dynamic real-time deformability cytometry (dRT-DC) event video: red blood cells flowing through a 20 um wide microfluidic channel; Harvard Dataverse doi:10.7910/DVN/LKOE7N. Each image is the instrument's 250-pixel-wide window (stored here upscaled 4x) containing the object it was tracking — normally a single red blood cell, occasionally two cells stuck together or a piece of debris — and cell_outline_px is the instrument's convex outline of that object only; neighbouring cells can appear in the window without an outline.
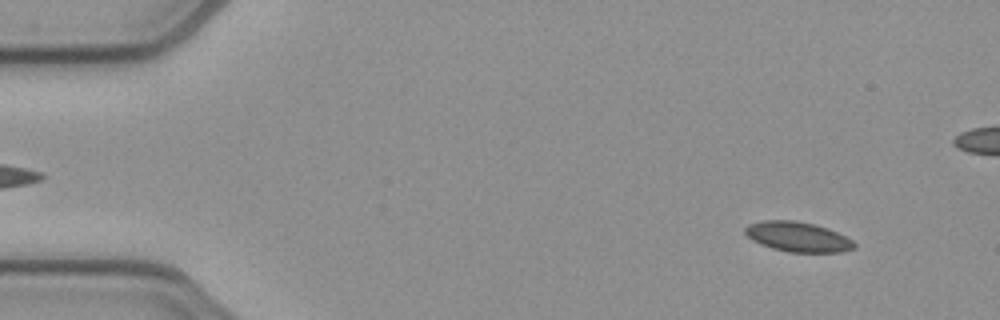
{"species": "common noctule bat (a hibernating species)", "species_latin": "Nyctalus noctula", "temperature_condition": "cold", "stored_images_in_passage": 53, "camera_frame_rate_fps": 3000, "um_per_image_px": 0.085, "animal": {"sex": "female", "body_mass_g": 21.9}, "frame": {"image": 1, "passage_image": 5, "time_ms": 1.333, "image_size_px": [1000, 320], "cell_outline_px": [[856, 248], [840, 252], [788, 252], [772, 248], [760, 244], [752, 240], [744, 232], [744, 228], [748, 224], [764, 220], [792, 220], [812, 224], [828, 228], [852, 240], [856, 244]], "centroid_in_image_um": [67.79, 20.13], "position_along_channel_um": 17.2, "area_um2": 18.96}}
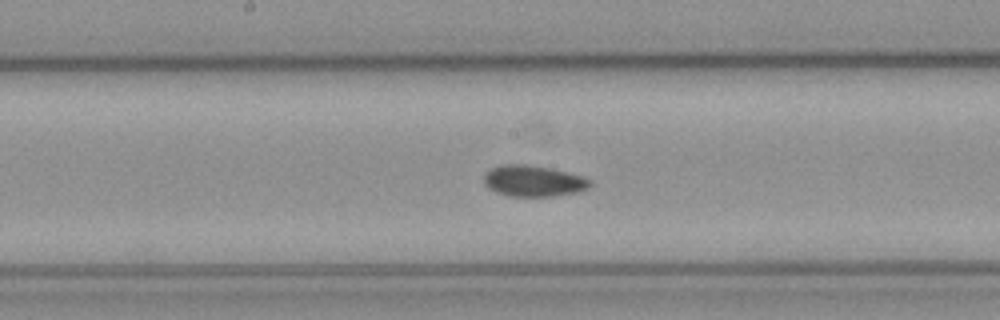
{"frame": {"image": 2, "passage_image": 27, "time_ms": 8.667, "image_size_px": [1000, 320], "cell_outline_px": [[592, 184], [588, 188], [576, 192], [552, 196], [508, 196], [496, 192], [488, 188], [484, 184], [484, 176], [492, 168], [500, 164], [528, 164], [548, 168], [584, 176], [592, 180]], "centroid_in_image_um": [45.34, 15.38], "position_along_channel_um": 202.9, "area_um2": 19.25}}
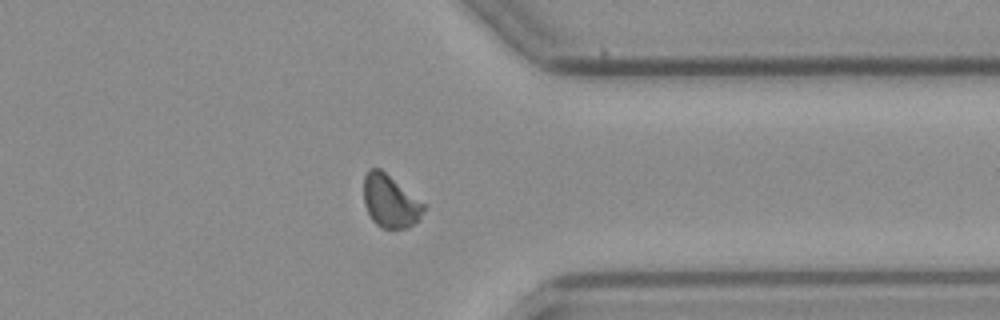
{"frame": {"image": 3, "passage_image": 41, "time_ms": 13.333, "image_size_px": [1000, 320], "cell_outline_px": [[424, 208], [420, 216], [408, 228], [380, 228], [372, 220], [364, 204], [364, 176], [368, 168], [380, 168], [424, 204]], "centroid_in_image_um": [33.11, 17.1], "position_along_channel_um": 378.3, "area_um2": 18.03}, "authors_computed_cell_mechanics": {"area_um2": 18.785, "velocity_mm_per_s": 3.895, "shape_relaxation_time_tau1_ms": null, "shape_relaxation_time_tau2_ms": 5.2765, "deformation_change_tau1": null, "deformation_change_tau2": 0.0628}}